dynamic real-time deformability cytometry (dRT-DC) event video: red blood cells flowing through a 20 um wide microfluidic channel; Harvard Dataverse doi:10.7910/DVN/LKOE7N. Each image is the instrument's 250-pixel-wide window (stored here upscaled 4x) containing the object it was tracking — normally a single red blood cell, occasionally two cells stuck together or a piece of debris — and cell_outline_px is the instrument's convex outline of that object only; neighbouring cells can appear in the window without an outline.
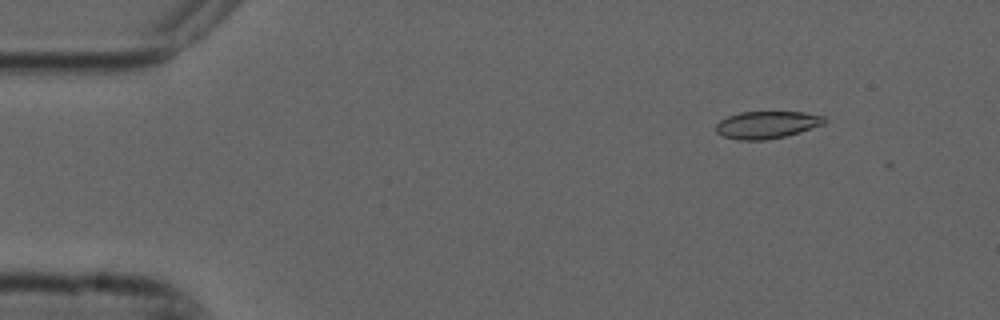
{"species": "common noctule bat (a hibernating species)", "species_latin": "Nyctalus noctula", "temperature_condition": "cold", "stored_images_in_passage": 5, "camera_frame_rate_fps": 3000, "um_per_image_px": 0.085, "animal": {"sex": "male", "forearm_length_mm": 52.5}, "frame": {"image": 1, "passage_image": 3, "time_ms": 0.667, "image_size_px": [1000, 320], "cell_outline_px": [[828, 120], [824, 124], [784, 136], [764, 140], [736, 140], [724, 136], [716, 132], [716, 124], [720, 120], [728, 116], [740, 112], [804, 112], [824, 116]], "centroid_in_image_um": [65.17, 10.6], "position_along_channel_um": 19.8, "area_um2": 17.17}}